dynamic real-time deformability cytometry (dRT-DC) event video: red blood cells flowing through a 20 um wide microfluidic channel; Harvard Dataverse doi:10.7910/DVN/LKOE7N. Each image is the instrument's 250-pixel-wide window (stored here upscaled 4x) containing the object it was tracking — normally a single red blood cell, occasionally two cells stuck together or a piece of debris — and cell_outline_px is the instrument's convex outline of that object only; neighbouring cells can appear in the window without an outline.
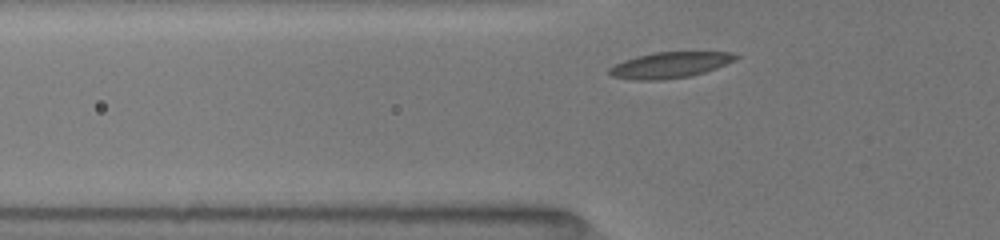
{"species": "common noctule bat (a hibernating species)", "species_latin": "Nyctalus noctula", "temperature_condition": "room temperature", "stored_images_in_passage": 39, "camera_frame_rate_fps": 3000, "um_per_image_px": 0.085, "animal": {"sex": "female", "body_mass_g": 19.5, "forearm_length_mm": 54.1}, "frame": {"image": 1, "passage_image": 5, "time_ms": 1.333, "image_size_px": [1000, 240], "cell_outline_px": [[740, 56], [716, 68], [692, 76], [660, 80], [632, 80], [612, 76], [608, 72], [608, 68], [624, 60], [636, 56], [656, 52], [732, 52]], "centroid_in_image_um": [56.9, 5.53], "position_along_channel_um": 68.9, "area_um2": 18.96}}
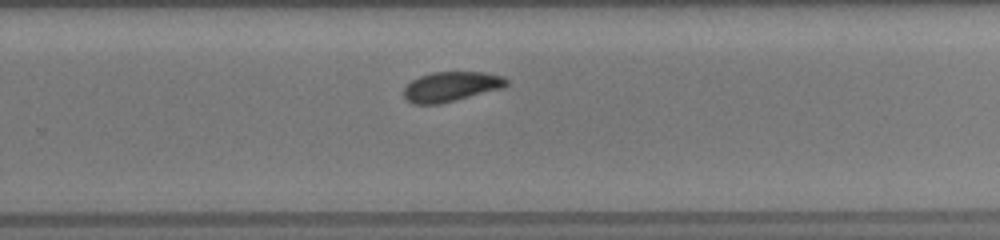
{"frame": {"image": 2, "passage_image": 22, "time_ms": 7.0, "image_size_px": [1000, 240], "cell_outline_px": [[508, 84], [504, 88], [440, 104], [412, 104], [404, 96], [404, 88], [412, 80], [420, 76], [432, 72], [484, 72], [504, 76], [508, 80]], "centroid_in_image_um": [38.38, 7.36], "position_along_channel_um": 291.4, "area_um2": 17.92}}
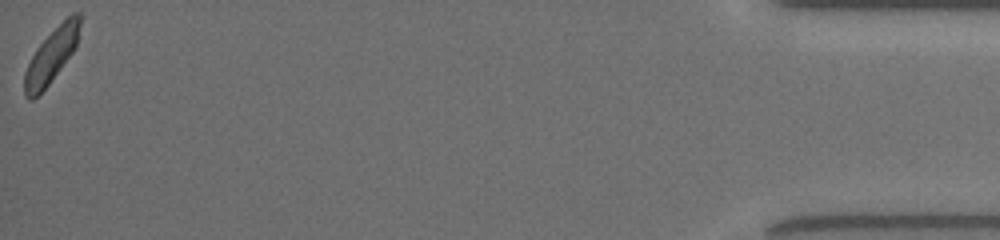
{"frame": {"image": 3, "passage_image": 39, "time_ms": 12.667, "image_size_px": [1000, 240], "cell_outline_px": [[80, 24], [76, 44], [72, 52], [48, 84], [32, 100], [28, 100], [24, 96], [24, 72], [36, 48], [72, 12], [80, 12]], "centroid_in_image_um": [4.34, 4.75], "position_along_channel_um": 430.9, "area_um2": 16.82}, "authors_computed_cell_mechanics": {"area_um2": 18.0336, "velocity_mm_per_s": 3.9716, "shape_relaxation_time_tau1_ms": 2.0997, "shape_relaxation_time_tau2_ms": 6.7432, "deformation_change_tau1": 0.1101, "deformation_change_tau2": 0.0589}}